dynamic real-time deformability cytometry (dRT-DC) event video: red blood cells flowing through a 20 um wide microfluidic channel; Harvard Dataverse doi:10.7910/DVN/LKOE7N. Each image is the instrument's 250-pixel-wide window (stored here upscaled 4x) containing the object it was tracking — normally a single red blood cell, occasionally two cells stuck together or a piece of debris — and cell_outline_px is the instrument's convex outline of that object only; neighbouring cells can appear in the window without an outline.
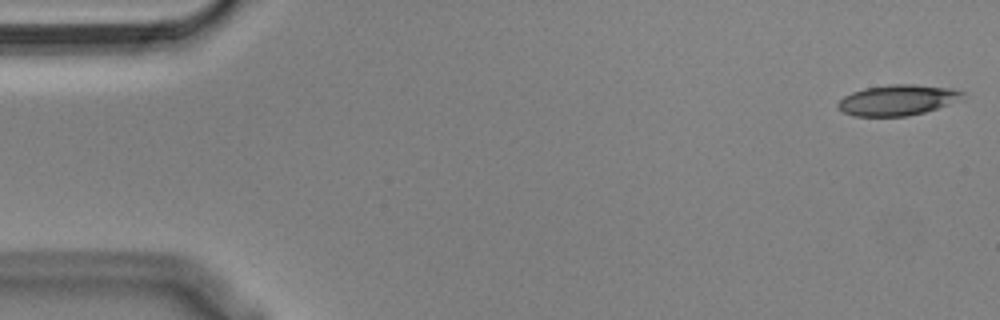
{"species": "Egyptian fruit bat (a non-hibernating species)", "species_latin": "Rousettus aegyptiacus", "temperature_condition": "cold", "stored_images_in_passage": 55, "camera_frame_rate_fps": 3000, "um_per_image_px": 0.085, "animal": {"sex": "male"}, "frame": {"image": 1, "passage_image": 1, "time_ms": 0.0, "image_size_px": [1000, 320], "cell_outline_px": [[964, 92], [948, 104], [924, 112], [908, 116], [852, 116], [836, 108], [836, 104], [844, 96], [852, 92], [864, 88], [888, 84], [916, 84], [952, 88]], "centroid_in_image_um": [76.18, 8.5], "position_along_channel_um": 8.8, "area_um2": 22.02}}
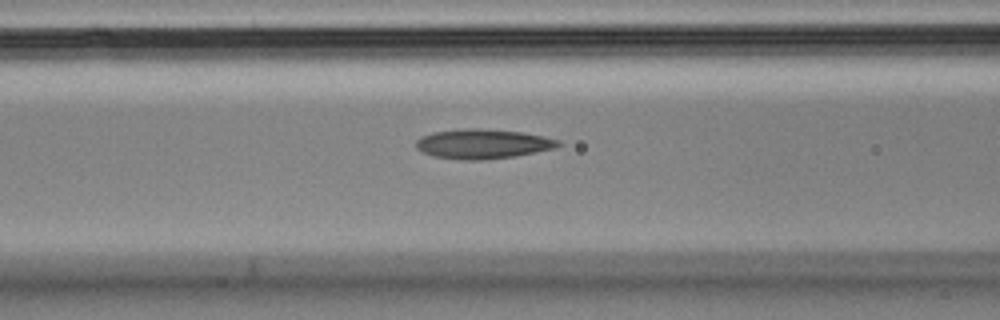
{"frame": {"image": 2, "passage_image": 21, "time_ms": 6.667, "image_size_px": [1000, 320], "cell_outline_px": [[564, 144], [556, 148], [516, 156], [484, 160], [460, 160], [432, 156], [416, 148], [416, 140], [420, 136], [432, 132], [464, 128], [480, 128], [524, 132], [560, 140]], "centroid_in_image_um": [41.05, 12.23], "position_along_channel_um": 125.5, "area_um2": 24.91}}
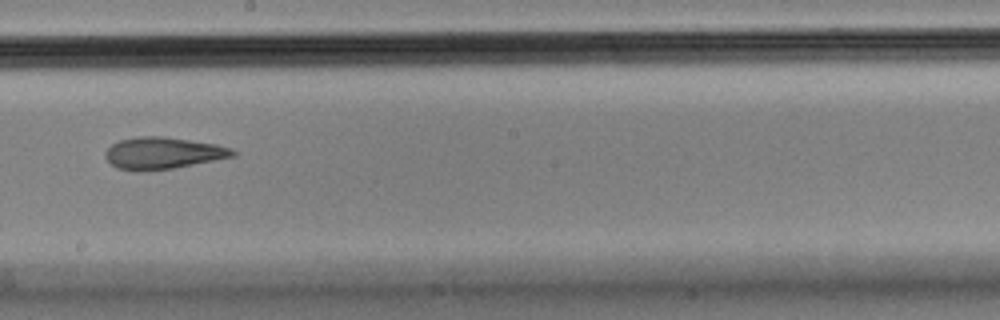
{"frame": {"image": 3, "passage_image": 30, "time_ms": 9.667, "image_size_px": [1000, 320], "cell_outline_px": [[236, 156], [172, 168], [140, 172], [136, 172], [116, 168], [104, 156], [104, 152], [112, 144], [120, 140], [136, 136], [164, 136], [216, 144], [232, 148], [236, 152]], "centroid_in_image_um": [13.82, 13.01], "position_along_channel_um": 234.4, "area_um2": 23.76}, "authors_computed_cell_mechanics": {"area_um2": 23.9292, "velocity_mm_per_s": 3.6328, "shape_relaxation_time_tau1_ms": null, "shape_relaxation_time_tau2_ms": 3.0986, "deformation_change_tau1": null, "deformation_change_tau2": 0.1185}}